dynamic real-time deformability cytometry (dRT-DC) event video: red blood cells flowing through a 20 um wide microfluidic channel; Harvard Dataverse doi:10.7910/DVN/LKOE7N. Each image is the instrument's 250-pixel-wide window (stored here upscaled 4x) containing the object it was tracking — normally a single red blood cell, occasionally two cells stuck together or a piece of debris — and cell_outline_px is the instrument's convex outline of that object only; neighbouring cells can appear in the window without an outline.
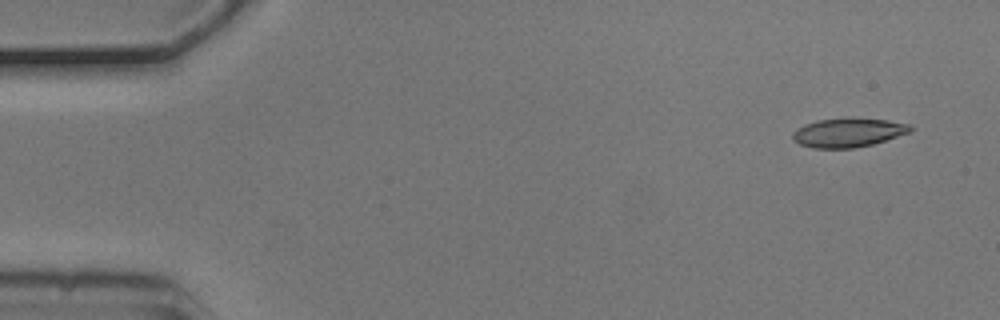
{"species": "common noctule bat (a hibernating species)", "species_latin": "Nyctalus noctula", "temperature_condition": "cold", "stored_images_in_passage": 8, "camera_frame_rate_fps": 3000, "um_per_image_px": 0.085, "animal": {"sex": "male", "body_mass_g": 20.5, "forearm_length_mm": 52.5}, "frame": {"image": 1, "passage_image": 1, "time_ms": 0.0, "image_size_px": [1000, 320], "cell_outline_px": [[912, 132], [872, 144], [852, 148], [812, 148], [800, 144], [792, 140], [792, 132], [796, 128], [804, 124], [816, 120], [888, 120], [912, 124]], "centroid_in_image_um": [72.08, 11.3], "position_along_channel_um": 12.9, "area_um2": 19.42}}
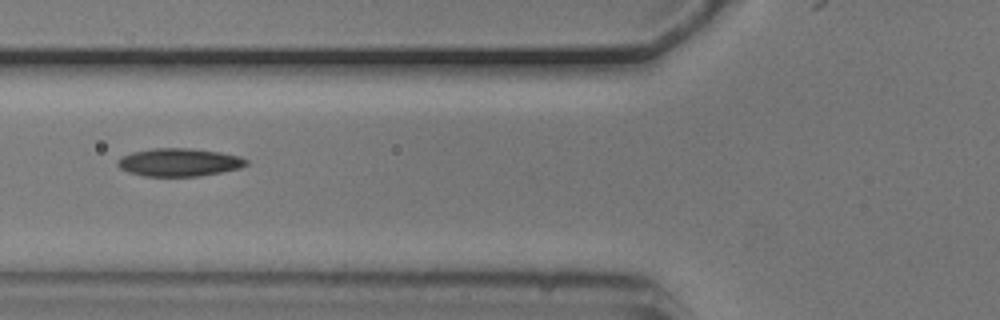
{"frame": {"image": 2, "passage_image": 6, "time_ms": 1.667, "image_size_px": [1000, 320], "cell_outline_px": [[248, 164], [240, 168], [200, 176], [144, 176], [128, 172], [120, 168], [116, 164], [116, 160], [120, 156], [132, 152], [152, 148], [192, 148], [220, 152], [240, 156], [248, 160]], "centroid_in_image_um": [15.2, 13.79], "position_along_channel_um": 110.6, "area_um2": 21.15}}
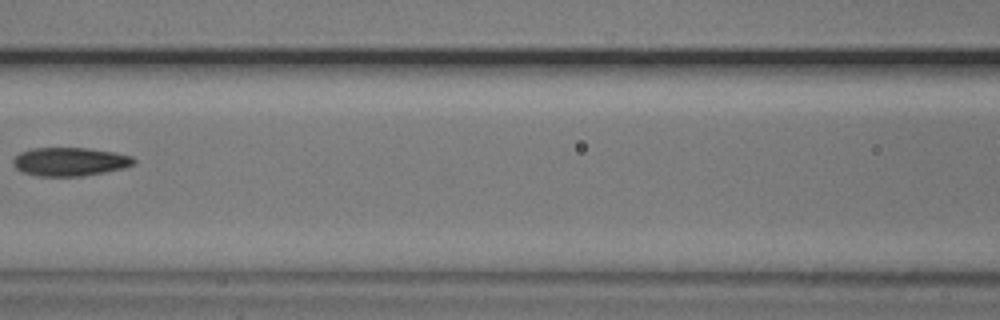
{"frame": {"image": 3, "passage_image": 7, "time_ms": 2.0, "image_size_px": [1000, 320], "cell_outline_px": [[136, 160], [132, 164], [124, 168], [104, 172], [80, 176], [36, 176], [20, 172], [12, 164], [12, 160], [20, 152], [32, 148], [88, 148], [112, 152], [132, 156]], "centroid_in_image_um": [5.89, 13.74], "position_along_channel_um": 160.7, "area_um2": 20.06}}